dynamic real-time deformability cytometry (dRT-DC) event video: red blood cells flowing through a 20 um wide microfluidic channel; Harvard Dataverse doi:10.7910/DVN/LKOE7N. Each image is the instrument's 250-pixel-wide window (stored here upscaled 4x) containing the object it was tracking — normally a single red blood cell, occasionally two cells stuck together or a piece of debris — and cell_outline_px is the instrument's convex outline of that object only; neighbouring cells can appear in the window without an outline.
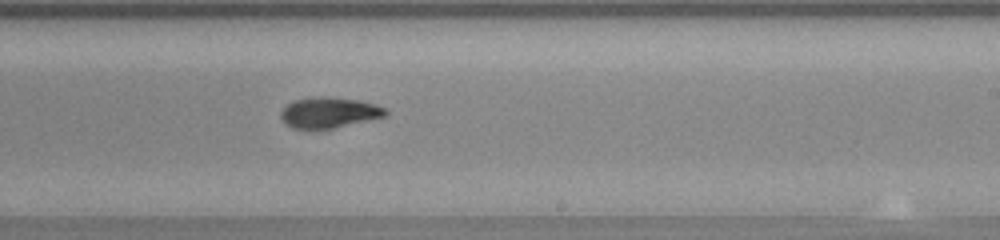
{"species": "common noctule bat (a hibernating species)", "species_latin": "Nyctalus noctula", "temperature_condition": "warm", "stored_images_in_passage": 27, "camera_frame_rate_fps": 3000, "um_per_image_px": 0.085, "animal": {"sex": "female", "body_mass_g": 23.0, "forearm_length_mm": 53.4}, "frame": {"image": 1, "passage_image": 16, "time_ms": 5.0, "image_size_px": [1000, 240], "cell_outline_px": [[388, 116], [332, 128], [292, 128], [280, 116], [280, 112], [292, 100], [320, 96], [328, 96], [356, 100], [388, 108]], "centroid_in_image_um": [28.0, 9.55], "position_along_channel_um": 261.0, "area_um2": 18.5}}